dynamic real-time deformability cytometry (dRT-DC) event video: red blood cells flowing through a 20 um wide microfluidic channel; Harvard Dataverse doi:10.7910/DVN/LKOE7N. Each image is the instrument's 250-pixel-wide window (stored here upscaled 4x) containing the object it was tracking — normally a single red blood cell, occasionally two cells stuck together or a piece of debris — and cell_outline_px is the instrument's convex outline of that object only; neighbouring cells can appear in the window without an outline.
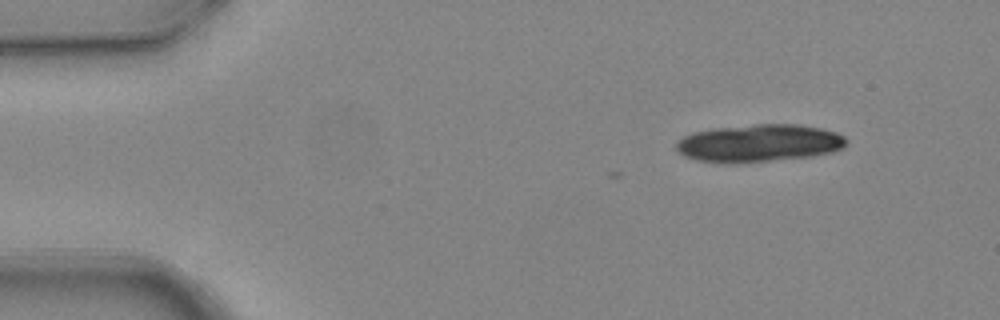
{"species": "common noctule bat (a hibernating species)", "species_latin": "Nyctalus noctula", "temperature_condition": "warm", "stored_images_in_passage": 3, "camera_frame_rate_fps": 3000, "um_per_image_px": 0.085, "animal": {"sex": "female", "body_mass_g": 24.6, "forearm_length_mm": 56.2}, "frame": {"image": 1, "passage_image": 1, "time_ms": 0.0, "image_size_px": [1000, 320], "cell_outline_px": [[848, 140], [844, 148], [832, 152], [812, 156], [732, 164], [724, 164], [696, 160], [684, 156], [676, 148], [676, 144], [684, 136], [692, 132], [712, 128], [752, 124], [800, 124], [820, 128], [836, 132], [844, 136]], "centroid_in_image_um": [64.52, 12.17], "position_along_channel_um": 20.5, "area_um2": 37.63}}